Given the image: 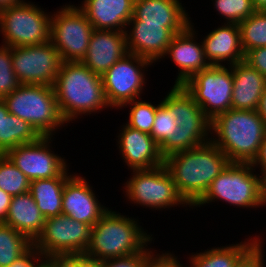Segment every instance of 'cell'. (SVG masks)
<instances>
[{
    "label": "cell",
    "mask_w": 266,
    "mask_h": 267,
    "mask_svg": "<svg viewBox=\"0 0 266 267\" xmlns=\"http://www.w3.org/2000/svg\"><path fill=\"white\" fill-rule=\"evenodd\" d=\"M229 163L228 157L211 140L170 154L163 161L179 194L191 207L204 196L212 181Z\"/></svg>",
    "instance_id": "obj_1"
},
{
    "label": "cell",
    "mask_w": 266,
    "mask_h": 267,
    "mask_svg": "<svg viewBox=\"0 0 266 267\" xmlns=\"http://www.w3.org/2000/svg\"><path fill=\"white\" fill-rule=\"evenodd\" d=\"M53 89L67 124L112 109L105 96L101 75L93 73L81 62H63Z\"/></svg>",
    "instance_id": "obj_2"
},
{
    "label": "cell",
    "mask_w": 266,
    "mask_h": 267,
    "mask_svg": "<svg viewBox=\"0 0 266 267\" xmlns=\"http://www.w3.org/2000/svg\"><path fill=\"white\" fill-rule=\"evenodd\" d=\"M140 224L138 217L109 208L92 226L90 243L84 253L90 264L144 252L148 245L154 244L155 238Z\"/></svg>",
    "instance_id": "obj_3"
},
{
    "label": "cell",
    "mask_w": 266,
    "mask_h": 267,
    "mask_svg": "<svg viewBox=\"0 0 266 267\" xmlns=\"http://www.w3.org/2000/svg\"><path fill=\"white\" fill-rule=\"evenodd\" d=\"M266 135L257 110L229 109L211 121L210 140L230 162L253 163Z\"/></svg>",
    "instance_id": "obj_4"
},
{
    "label": "cell",
    "mask_w": 266,
    "mask_h": 267,
    "mask_svg": "<svg viewBox=\"0 0 266 267\" xmlns=\"http://www.w3.org/2000/svg\"><path fill=\"white\" fill-rule=\"evenodd\" d=\"M218 200L236 209L264 207L263 177L252 163L230 162L192 209L219 202Z\"/></svg>",
    "instance_id": "obj_5"
},
{
    "label": "cell",
    "mask_w": 266,
    "mask_h": 267,
    "mask_svg": "<svg viewBox=\"0 0 266 267\" xmlns=\"http://www.w3.org/2000/svg\"><path fill=\"white\" fill-rule=\"evenodd\" d=\"M3 101L10 114L28 122L41 137H54L68 126L60 113L53 86L21 84Z\"/></svg>",
    "instance_id": "obj_6"
},
{
    "label": "cell",
    "mask_w": 266,
    "mask_h": 267,
    "mask_svg": "<svg viewBox=\"0 0 266 267\" xmlns=\"http://www.w3.org/2000/svg\"><path fill=\"white\" fill-rule=\"evenodd\" d=\"M130 173V178L122 186L123 197L128 203L153 211H167L181 206L192 209L179 194L164 165L150 170H132Z\"/></svg>",
    "instance_id": "obj_7"
},
{
    "label": "cell",
    "mask_w": 266,
    "mask_h": 267,
    "mask_svg": "<svg viewBox=\"0 0 266 267\" xmlns=\"http://www.w3.org/2000/svg\"><path fill=\"white\" fill-rule=\"evenodd\" d=\"M26 1L0 11L1 45L31 46L50 41L52 13Z\"/></svg>",
    "instance_id": "obj_8"
},
{
    "label": "cell",
    "mask_w": 266,
    "mask_h": 267,
    "mask_svg": "<svg viewBox=\"0 0 266 267\" xmlns=\"http://www.w3.org/2000/svg\"><path fill=\"white\" fill-rule=\"evenodd\" d=\"M94 31L85 13L77 6L65 4L51 14L50 41L63 62H81Z\"/></svg>",
    "instance_id": "obj_9"
},
{
    "label": "cell",
    "mask_w": 266,
    "mask_h": 267,
    "mask_svg": "<svg viewBox=\"0 0 266 267\" xmlns=\"http://www.w3.org/2000/svg\"><path fill=\"white\" fill-rule=\"evenodd\" d=\"M182 86L210 121L232 108L231 66L210 65L195 73Z\"/></svg>",
    "instance_id": "obj_10"
},
{
    "label": "cell",
    "mask_w": 266,
    "mask_h": 267,
    "mask_svg": "<svg viewBox=\"0 0 266 267\" xmlns=\"http://www.w3.org/2000/svg\"><path fill=\"white\" fill-rule=\"evenodd\" d=\"M154 63L147 58L127 53L102 77L108 104L119 110L125 103L140 99L146 88V74ZM149 67V68H148Z\"/></svg>",
    "instance_id": "obj_11"
},
{
    "label": "cell",
    "mask_w": 266,
    "mask_h": 267,
    "mask_svg": "<svg viewBox=\"0 0 266 267\" xmlns=\"http://www.w3.org/2000/svg\"><path fill=\"white\" fill-rule=\"evenodd\" d=\"M53 139V140H52ZM55 137H40L36 142L19 145L5 155L32 181L54 177H70L69 163L63 155L55 153L52 143Z\"/></svg>",
    "instance_id": "obj_12"
},
{
    "label": "cell",
    "mask_w": 266,
    "mask_h": 267,
    "mask_svg": "<svg viewBox=\"0 0 266 267\" xmlns=\"http://www.w3.org/2000/svg\"><path fill=\"white\" fill-rule=\"evenodd\" d=\"M90 225L60 214L46 218L43 230L33 242L42 256L84 254L90 243Z\"/></svg>",
    "instance_id": "obj_13"
},
{
    "label": "cell",
    "mask_w": 266,
    "mask_h": 267,
    "mask_svg": "<svg viewBox=\"0 0 266 267\" xmlns=\"http://www.w3.org/2000/svg\"><path fill=\"white\" fill-rule=\"evenodd\" d=\"M13 70L21 84L53 86L63 63L51 41L11 47Z\"/></svg>",
    "instance_id": "obj_14"
},
{
    "label": "cell",
    "mask_w": 266,
    "mask_h": 267,
    "mask_svg": "<svg viewBox=\"0 0 266 267\" xmlns=\"http://www.w3.org/2000/svg\"><path fill=\"white\" fill-rule=\"evenodd\" d=\"M98 197L86 177L75 172L64 186L62 214L92 227L109 209Z\"/></svg>",
    "instance_id": "obj_15"
},
{
    "label": "cell",
    "mask_w": 266,
    "mask_h": 267,
    "mask_svg": "<svg viewBox=\"0 0 266 267\" xmlns=\"http://www.w3.org/2000/svg\"><path fill=\"white\" fill-rule=\"evenodd\" d=\"M197 32L194 23L190 21L182 32L173 37L166 54L162 57L170 58L178 67L174 85H183L195 73L210 66Z\"/></svg>",
    "instance_id": "obj_16"
},
{
    "label": "cell",
    "mask_w": 266,
    "mask_h": 267,
    "mask_svg": "<svg viewBox=\"0 0 266 267\" xmlns=\"http://www.w3.org/2000/svg\"><path fill=\"white\" fill-rule=\"evenodd\" d=\"M123 124L116 134V145L127 169L150 170L162 166L164 158L152 136Z\"/></svg>",
    "instance_id": "obj_17"
},
{
    "label": "cell",
    "mask_w": 266,
    "mask_h": 267,
    "mask_svg": "<svg viewBox=\"0 0 266 267\" xmlns=\"http://www.w3.org/2000/svg\"><path fill=\"white\" fill-rule=\"evenodd\" d=\"M183 30L167 29L163 24L129 21L125 30L128 53L147 58L156 65L166 54L173 37Z\"/></svg>",
    "instance_id": "obj_18"
},
{
    "label": "cell",
    "mask_w": 266,
    "mask_h": 267,
    "mask_svg": "<svg viewBox=\"0 0 266 267\" xmlns=\"http://www.w3.org/2000/svg\"><path fill=\"white\" fill-rule=\"evenodd\" d=\"M128 53L125 31L94 29L81 63L103 75Z\"/></svg>",
    "instance_id": "obj_19"
},
{
    "label": "cell",
    "mask_w": 266,
    "mask_h": 267,
    "mask_svg": "<svg viewBox=\"0 0 266 267\" xmlns=\"http://www.w3.org/2000/svg\"><path fill=\"white\" fill-rule=\"evenodd\" d=\"M221 24L201 37L206 60L210 65L223 66L244 61L245 54L238 24L223 22Z\"/></svg>",
    "instance_id": "obj_20"
},
{
    "label": "cell",
    "mask_w": 266,
    "mask_h": 267,
    "mask_svg": "<svg viewBox=\"0 0 266 267\" xmlns=\"http://www.w3.org/2000/svg\"><path fill=\"white\" fill-rule=\"evenodd\" d=\"M181 0H135L133 17L129 21L143 24H163L167 29H185L191 21Z\"/></svg>",
    "instance_id": "obj_21"
},
{
    "label": "cell",
    "mask_w": 266,
    "mask_h": 267,
    "mask_svg": "<svg viewBox=\"0 0 266 267\" xmlns=\"http://www.w3.org/2000/svg\"><path fill=\"white\" fill-rule=\"evenodd\" d=\"M135 0H83L77 5L94 29L125 31Z\"/></svg>",
    "instance_id": "obj_22"
},
{
    "label": "cell",
    "mask_w": 266,
    "mask_h": 267,
    "mask_svg": "<svg viewBox=\"0 0 266 267\" xmlns=\"http://www.w3.org/2000/svg\"><path fill=\"white\" fill-rule=\"evenodd\" d=\"M230 66L233 74L232 109L257 110L266 78L244 61Z\"/></svg>",
    "instance_id": "obj_23"
},
{
    "label": "cell",
    "mask_w": 266,
    "mask_h": 267,
    "mask_svg": "<svg viewBox=\"0 0 266 267\" xmlns=\"http://www.w3.org/2000/svg\"><path fill=\"white\" fill-rule=\"evenodd\" d=\"M161 104L176 116L175 120L182 129L210 131L211 121L182 85H172Z\"/></svg>",
    "instance_id": "obj_24"
},
{
    "label": "cell",
    "mask_w": 266,
    "mask_h": 267,
    "mask_svg": "<svg viewBox=\"0 0 266 267\" xmlns=\"http://www.w3.org/2000/svg\"><path fill=\"white\" fill-rule=\"evenodd\" d=\"M46 218L30 192L12 196L4 223L25 235L32 243L41 234Z\"/></svg>",
    "instance_id": "obj_25"
},
{
    "label": "cell",
    "mask_w": 266,
    "mask_h": 267,
    "mask_svg": "<svg viewBox=\"0 0 266 267\" xmlns=\"http://www.w3.org/2000/svg\"><path fill=\"white\" fill-rule=\"evenodd\" d=\"M253 235L235 244L211 247L203 252H192L189 258L186 257L189 261L188 267H233L235 262L264 234Z\"/></svg>",
    "instance_id": "obj_26"
},
{
    "label": "cell",
    "mask_w": 266,
    "mask_h": 267,
    "mask_svg": "<svg viewBox=\"0 0 266 267\" xmlns=\"http://www.w3.org/2000/svg\"><path fill=\"white\" fill-rule=\"evenodd\" d=\"M69 177H54L30 181V190L45 218L62 214V193Z\"/></svg>",
    "instance_id": "obj_27"
},
{
    "label": "cell",
    "mask_w": 266,
    "mask_h": 267,
    "mask_svg": "<svg viewBox=\"0 0 266 267\" xmlns=\"http://www.w3.org/2000/svg\"><path fill=\"white\" fill-rule=\"evenodd\" d=\"M41 136L23 119L13 114H2L0 124V154L19 145L36 142Z\"/></svg>",
    "instance_id": "obj_28"
},
{
    "label": "cell",
    "mask_w": 266,
    "mask_h": 267,
    "mask_svg": "<svg viewBox=\"0 0 266 267\" xmlns=\"http://www.w3.org/2000/svg\"><path fill=\"white\" fill-rule=\"evenodd\" d=\"M32 244L25 235L0 222V267H9Z\"/></svg>",
    "instance_id": "obj_29"
},
{
    "label": "cell",
    "mask_w": 266,
    "mask_h": 267,
    "mask_svg": "<svg viewBox=\"0 0 266 267\" xmlns=\"http://www.w3.org/2000/svg\"><path fill=\"white\" fill-rule=\"evenodd\" d=\"M238 26L244 54L266 46V11H255Z\"/></svg>",
    "instance_id": "obj_30"
},
{
    "label": "cell",
    "mask_w": 266,
    "mask_h": 267,
    "mask_svg": "<svg viewBox=\"0 0 266 267\" xmlns=\"http://www.w3.org/2000/svg\"><path fill=\"white\" fill-rule=\"evenodd\" d=\"M210 141V131H190L177 125L176 131L160 147L163 158L170 154L185 151Z\"/></svg>",
    "instance_id": "obj_31"
},
{
    "label": "cell",
    "mask_w": 266,
    "mask_h": 267,
    "mask_svg": "<svg viewBox=\"0 0 266 267\" xmlns=\"http://www.w3.org/2000/svg\"><path fill=\"white\" fill-rule=\"evenodd\" d=\"M159 101L158 104H152L151 101L140 98L125 103L119 110L130 107L126 124L131 128L151 134L157 107L161 104V100Z\"/></svg>",
    "instance_id": "obj_32"
},
{
    "label": "cell",
    "mask_w": 266,
    "mask_h": 267,
    "mask_svg": "<svg viewBox=\"0 0 266 267\" xmlns=\"http://www.w3.org/2000/svg\"><path fill=\"white\" fill-rule=\"evenodd\" d=\"M0 189L11 196L28 193L30 190V180L5 154H0Z\"/></svg>",
    "instance_id": "obj_33"
},
{
    "label": "cell",
    "mask_w": 266,
    "mask_h": 267,
    "mask_svg": "<svg viewBox=\"0 0 266 267\" xmlns=\"http://www.w3.org/2000/svg\"><path fill=\"white\" fill-rule=\"evenodd\" d=\"M216 14L223 18V23L239 24L256 10L252 0H211ZM225 20V21H224Z\"/></svg>",
    "instance_id": "obj_34"
},
{
    "label": "cell",
    "mask_w": 266,
    "mask_h": 267,
    "mask_svg": "<svg viewBox=\"0 0 266 267\" xmlns=\"http://www.w3.org/2000/svg\"><path fill=\"white\" fill-rule=\"evenodd\" d=\"M20 85L13 70L11 47L0 45V99L11 94Z\"/></svg>",
    "instance_id": "obj_35"
},
{
    "label": "cell",
    "mask_w": 266,
    "mask_h": 267,
    "mask_svg": "<svg viewBox=\"0 0 266 267\" xmlns=\"http://www.w3.org/2000/svg\"><path fill=\"white\" fill-rule=\"evenodd\" d=\"M176 116L170 113L162 104L157 107L155 122L151 130V136L160 147L176 131Z\"/></svg>",
    "instance_id": "obj_36"
},
{
    "label": "cell",
    "mask_w": 266,
    "mask_h": 267,
    "mask_svg": "<svg viewBox=\"0 0 266 267\" xmlns=\"http://www.w3.org/2000/svg\"><path fill=\"white\" fill-rule=\"evenodd\" d=\"M152 247V248H151ZM155 249L153 246L149 247L144 252L132 254L125 257L111 258L97 263L91 264L92 267H145L149 255Z\"/></svg>",
    "instance_id": "obj_37"
},
{
    "label": "cell",
    "mask_w": 266,
    "mask_h": 267,
    "mask_svg": "<svg viewBox=\"0 0 266 267\" xmlns=\"http://www.w3.org/2000/svg\"><path fill=\"white\" fill-rule=\"evenodd\" d=\"M261 236L234 264L233 267H262L264 260V243Z\"/></svg>",
    "instance_id": "obj_38"
},
{
    "label": "cell",
    "mask_w": 266,
    "mask_h": 267,
    "mask_svg": "<svg viewBox=\"0 0 266 267\" xmlns=\"http://www.w3.org/2000/svg\"><path fill=\"white\" fill-rule=\"evenodd\" d=\"M175 252L154 250L148 257L145 267H188L184 265Z\"/></svg>",
    "instance_id": "obj_39"
},
{
    "label": "cell",
    "mask_w": 266,
    "mask_h": 267,
    "mask_svg": "<svg viewBox=\"0 0 266 267\" xmlns=\"http://www.w3.org/2000/svg\"><path fill=\"white\" fill-rule=\"evenodd\" d=\"M48 258L54 267H92L84 254L51 255Z\"/></svg>",
    "instance_id": "obj_40"
},
{
    "label": "cell",
    "mask_w": 266,
    "mask_h": 267,
    "mask_svg": "<svg viewBox=\"0 0 266 267\" xmlns=\"http://www.w3.org/2000/svg\"><path fill=\"white\" fill-rule=\"evenodd\" d=\"M244 62L266 78V46L247 51L244 55Z\"/></svg>",
    "instance_id": "obj_41"
},
{
    "label": "cell",
    "mask_w": 266,
    "mask_h": 267,
    "mask_svg": "<svg viewBox=\"0 0 266 267\" xmlns=\"http://www.w3.org/2000/svg\"><path fill=\"white\" fill-rule=\"evenodd\" d=\"M40 251L32 244L22 255H20L9 267H34L42 258Z\"/></svg>",
    "instance_id": "obj_42"
},
{
    "label": "cell",
    "mask_w": 266,
    "mask_h": 267,
    "mask_svg": "<svg viewBox=\"0 0 266 267\" xmlns=\"http://www.w3.org/2000/svg\"><path fill=\"white\" fill-rule=\"evenodd\" d=\"M252 164L255 170H258L259 174L264 178L266 176V135L261 144L259 154Z\"/></svg>",
    "instance_id": "obj_43"
},
{
    "label": "cell",
    "mask_w": 266,
    "mask_h": 267,
    "mask_svg": "<svg viewBox=\"0 0 266 267\" xmlns=\"http://www.w3.org/2000/svg\"><path fill=\"white\" fill-rule=\"evenodd\" d=\"M12 196L0 189V222H4L11 203Z\"/></svg>",
    "instance_id": "obj_44"
},
{
    "label": "cell",
    "mask_w": 266,
    "mask_h": 267,
    "mask_svg": "<svg viewBox=\"0 0 266 267\" xmlns=\"http://www.w3.org/2000/svg\"><path fill=\"white\" fill-rule=\"evenodd\" d=\"M257 112L259 113V115L263 119L265 126H266V87H265L264 92L261 96Z\"/></svg>",
    "instance_id": "obj_45"
},
{
    "label": "cell",
    "mask_w": 266,
    "mask_h": 267,
    "mask_svg": "<svg viewBox=\"0 0 266 267\" xmlns=\"http://www.w3.org/2000/svg\"><path fill=\"white\" fill-rule=\"evenodd\" d=\"M24 0H0V11L6 8H9L11 6H15L17 4H20Z\"/></svg>",
    "instance_id": "obj_46"
},
{
    "label": "cell",
    "mask_w": 266,
    "mask_h": 267,
    "mask_svg": "<svg viewBox=\"0 0 266 267\" xmlns=\"http://www.w3.org/2000/svg\"><path fill=\"white\" fill-rule=\"evenodd\" d=\"M34 267H54V263L46 256H43Z\"/></svg>",
    "instance_id": "obj_47"
},
{
    "label": "cell",
    "mask_w": 266,
    "mask_h": 267,
    "mask_svg": "<svg viewBox=\"0 0 266 267\" xmlns=\"http://www.w3.org/2000/svg\"><path fill=\"white\" fill-rule=\"evenodd\" d=\"M256 11H266V0H252Z\"/></svg>",
    "instance_id": "obj_48"
},
{
    "label": "cell",
    "mask_w": 266,
    "mask_h": 267,
    "mask_svg": "<svg viewBox=\"0 0 266 267\" xmlns=\"http://www.w3.org/2000/svg\"><path fill=\"white\" fill-rule=\"evenodd\" d=\"M7 107L5 105V102L3 99H0V124H1V119H2V114H8Z\"/></svg>",
    "instance_id": "obj_49"
},
{
    "label": "cell",
    "mask_w": 266,
    "mask_h": 267,
    "mask_svg": "<svg viewBox=\"0 0 266 267\" xmlns=\"http://www.w3.org/2000/svg\"><path fill=\"white\" fill-rule=\"evenodd\" d=\"M263 186H264V207H266V176L263 178Z\"/></svg>",
    "instance_id": "obj_50"
}]
</instances>
